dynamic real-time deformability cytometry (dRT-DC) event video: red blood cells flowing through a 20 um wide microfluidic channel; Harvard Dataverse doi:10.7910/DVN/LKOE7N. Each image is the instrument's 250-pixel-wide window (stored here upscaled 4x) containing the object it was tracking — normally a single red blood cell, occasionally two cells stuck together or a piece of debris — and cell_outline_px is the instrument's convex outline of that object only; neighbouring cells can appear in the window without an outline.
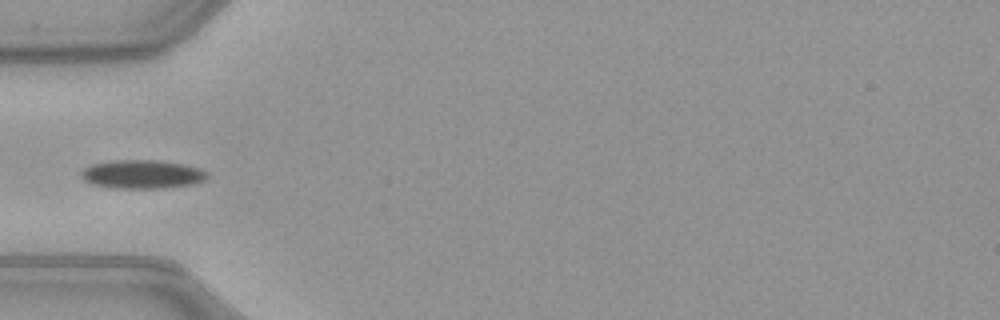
{"species": "common noctule bat (a hibernating species)", "species_latin": "Nyctalus noctula", "temperature_condition": "warm", "stored_images_in_passage": 35, "camera_frame_rate_fps": 3000, "um_per_image_px": 0.085, "animal": {"sex": "female", "body_mass_g": 21.9}, "frame": {"image": 1, "passage_image": 1, "time_ms": 0.0, "image_size_px": [1000, 320], "cell_outline_px": [[208, 176], [204, 180], [196, 184], [164, 188], [112, 188], [92, 184], [84, 180], [80, 176], [80, 172], [84, 168], [92, 164], [112, 160], [156, 160], [184, 164], [200, 168], [208, 172]], "centroid_in_image_um": [12.09, 14.81], "position_along_channel_um": 72.9, "area_um2": 21.27}}
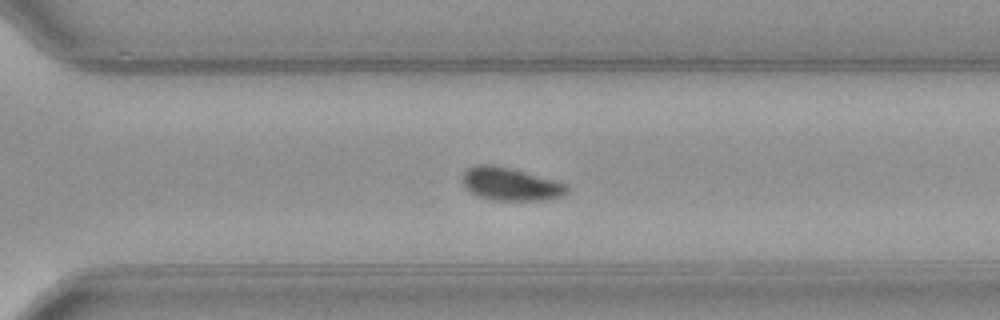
{"frame": {"image": 2, "passage_image": 20, "time_ms": 6.333, "image_size_px": [1000, 320], "cell_outline_px": [[568, 192], [564, 196], [552, 200], [492, 200], [480, 196], [472, 192], [464, 184], [464, 172], [468, 168], [476, 164], [492, 164], [508, 168], [568, 184]], "centroid_in_image_um": [43.45, 15.66], "position_along_channel_um": 327.1, "area_um2": 19.77}}
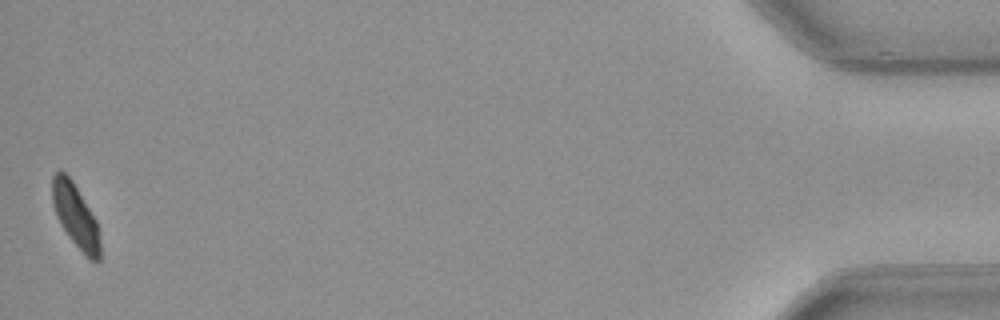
{"frame": {"image": 3, "passage_image": 35, "time_ms": 11.333, "image_size_px": [1000, 320], "cell_outline_px": [[100, 260], [96, 264], [88, 260], [68, 236], [60, 224], [56, 216], [52, 204], [52, 176], [56, 172], [64, 172], [72, 180], [96, 220], [100, 244]], "centroid_in_image_um": [6.42, 18.41], "position_along_channel_um": 428.8, "area_um2": 17.74}}